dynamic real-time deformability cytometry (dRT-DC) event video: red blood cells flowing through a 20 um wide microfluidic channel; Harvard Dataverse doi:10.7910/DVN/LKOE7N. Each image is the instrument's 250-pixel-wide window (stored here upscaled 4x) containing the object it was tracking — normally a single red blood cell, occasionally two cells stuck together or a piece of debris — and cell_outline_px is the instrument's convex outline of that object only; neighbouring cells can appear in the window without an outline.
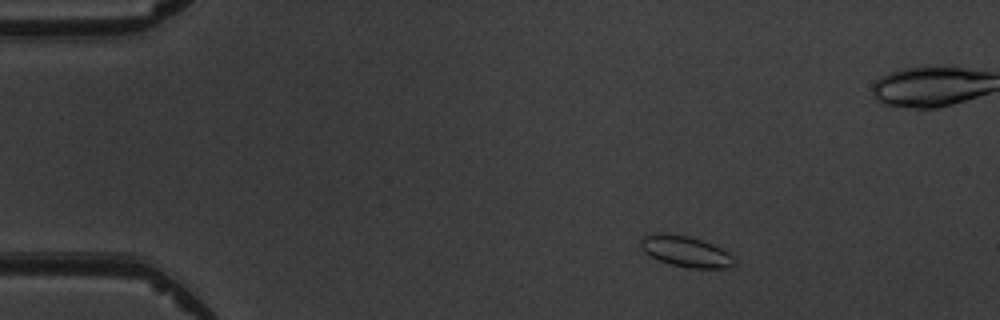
{"species": "common noctule bat (a hibernating species)", "species_latin": "Nyctalus noctula", "temperature_condition": "warm", "stored_images_in_passage": 4, "camera_frame_rate_fps": 3000, "um_per_image_px": 0.085, "animal": {"sex": "male", "body_mass_g": 19.5, "forearm_length_mm": 54.6}, "frame": {"image": 1, "passage_image": 1, "time_ms": 0.0, "image_size_px": [1000, 320], "cell_outline_px": [[736, 264], [732, 268], [692, 268], [672, 264], [660, 260], [644, 252], [640, 248], [640, 240], [644, 236], [652, 232], [668, 232], [688, 236], [712, 244], [728, 252], [736, 260]], "centroid_in_image_um": [58.28, 21.35], "position_along_channel_um": 26.7, "area_um2": 16.99}}